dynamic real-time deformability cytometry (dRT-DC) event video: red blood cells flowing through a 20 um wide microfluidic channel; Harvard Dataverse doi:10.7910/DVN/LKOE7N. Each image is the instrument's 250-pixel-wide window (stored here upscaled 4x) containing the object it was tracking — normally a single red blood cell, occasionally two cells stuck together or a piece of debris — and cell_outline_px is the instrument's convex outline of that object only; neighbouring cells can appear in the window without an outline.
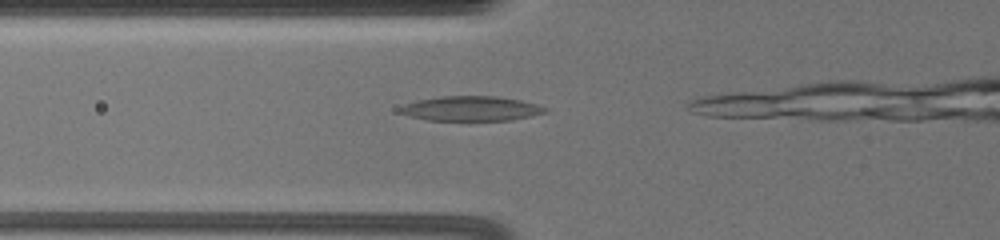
{"species": "common noctule bat (a hibernating species)", "species_latin": "Nyctalus noctula", "temperature_condition": "warm", "stored_images_in_passage": 8, "camera_frame_rate_fps": 3000, "um_per_image_px": 0.085, "animal": {"sex": "female", "body_mass_g": 19.5, "forearm_length_mm": 54.1}, "frame": {"image": 1, "passage_image": 4, "time_ms": 1.0, "image_size_px": [1000, 240], "cell_outline_px": [[548, 112], [532, 116], [512, 120], [428, 120], [396, 112], [396, 108], [404, 104], [416, 100], [444, 96], [492, 96], [520, 100], [536, 104], [548, 108]], "centroid_in_image_um": [40.02, 9.23], "position_along_channel_um": 85.8, "area_um2": 20.98}}
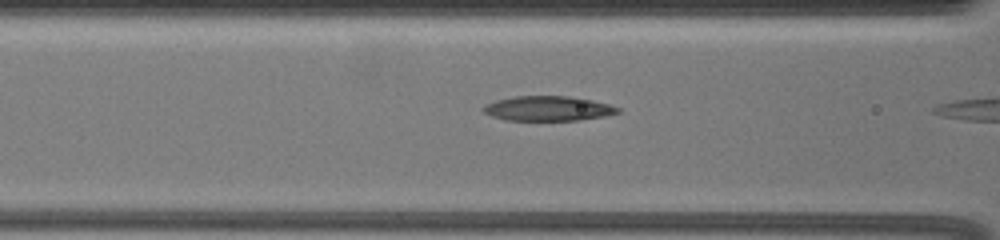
{"frame": {"image": 2, "passage_image": 7, "time_ms": 2.0, "image_size_px": [1000, 240], "cell_outline_px": [[620, 112], [604, 116], [576, 120], [504, 120], [492, 116], [484, 112], [484, 108], [488, 104], [496, 100], [516, 96], [568, 96], [592, 100], [608, 104], [620, 108]], "centroid_in_image_um": [46.6, 9.22], "position_along_channel_um": 120.0, "area_um2": 19.13}}